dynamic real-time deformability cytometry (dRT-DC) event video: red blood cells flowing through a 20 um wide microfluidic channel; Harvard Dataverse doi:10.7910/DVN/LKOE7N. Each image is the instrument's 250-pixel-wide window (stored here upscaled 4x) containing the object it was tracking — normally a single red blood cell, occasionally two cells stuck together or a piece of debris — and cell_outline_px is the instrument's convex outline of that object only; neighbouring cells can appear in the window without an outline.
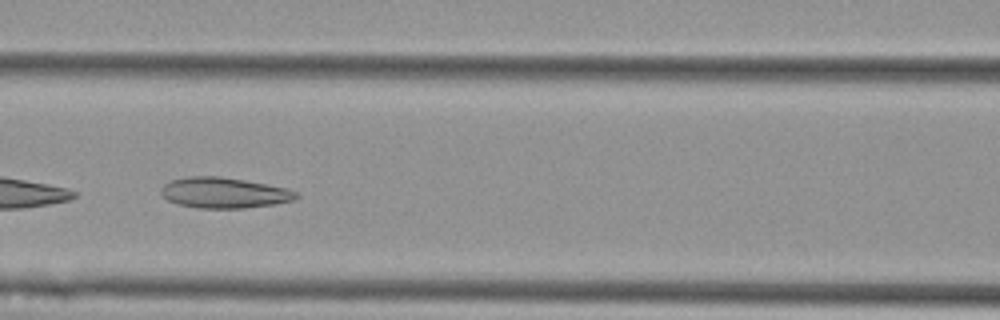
{"species": "Egyptian fruit bat (a non-hibernating species)", "species_latin": "Rousettus aegyptiacus", "temperature_condition": "cold", "stored_images_in_passage": 45, "camera_frame_rate_fps": 3000, "um_per_image_px": 0.085, "animal": {"sex": "female"}, "frame": {"image": 1, "passage_image": 20, "time_ms": 6.333, "image_size_px": [1000, 320], "cell_outline_px": [[300, 196], [296, 200], [276, 204], [244, 208], [196, 208], [176, 204], [168, 200], [160, 192], [160, 188], [164, 184], [172, 180], [188, 176], [220, 176], [244, 180], [288, 188], [296, 192]], "centroid_in_image_um": [19.06, 16.39], "position_along_channel_um": 147.5, "area_um2": 24.33}, "authors_computed_cell_mechanics": {"area_um2": 25.9522, "velocity_mm_per_s": 3.5794, "shape_relaxation_time_tau1_ms": null, "shape_relaxation_time_tau2_ms": 2.5758, "deformation_change_tau1": null, "deformation_change_tau2": 0.1026}}